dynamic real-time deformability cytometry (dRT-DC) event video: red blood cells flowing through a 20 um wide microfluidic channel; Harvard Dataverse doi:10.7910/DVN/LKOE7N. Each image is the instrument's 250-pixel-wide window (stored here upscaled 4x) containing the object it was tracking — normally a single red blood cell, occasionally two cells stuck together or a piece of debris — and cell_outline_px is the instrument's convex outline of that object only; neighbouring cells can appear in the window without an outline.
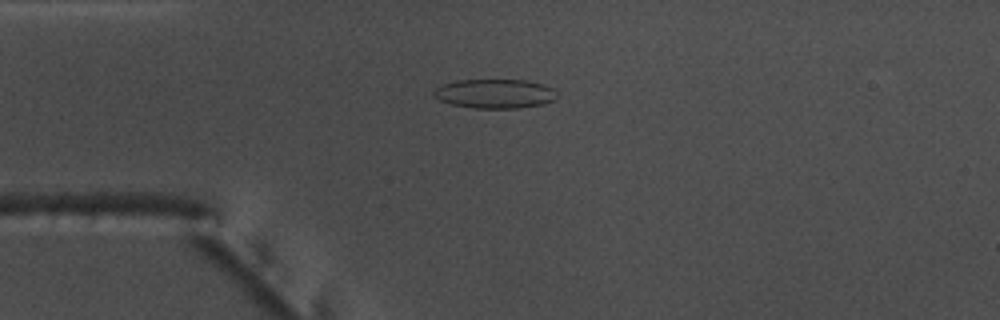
{"species": "common noctule bat (a hibernating species)", "species_latin": "Nyctalus noctula", "temperature_condition": "warm", "stored_images_in_passage": 53, "camera_frame_rate_fps": 3000, "um_per_image_px": 0.085, "animal": {"sex": "male", "body_mass_g": 17.5, "forearm_length_mm": 52.3}, "frame": {"image": 1, "passage_image": 13, "time_ms": 4.0, "image_size_px": [1000, 320], "cell_outline_px": [[556, 100], [544, 104], [520, 108], [472, 108], [452, 104], [440, 100], [432, 92], [436, 88], [444, 84], [456, 80], [524, 80], [544, 84], [552, 88], [556, 92]], "centroid_in_image_um": [42.1, 7.96], "position_along_channel_um": 42.9, "area_um2": 20.98}}
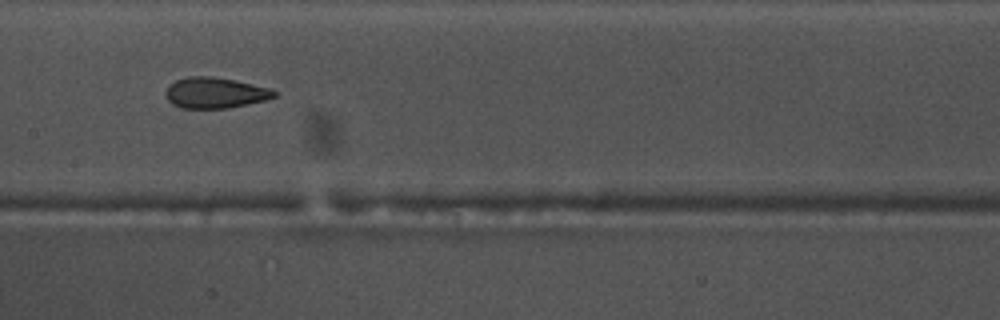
{"frame": {"image": 2, "passage_image": 26, "time_ms": 8.333, "image_size_px": [1000, 320], "cell_outline_px": [[276, 96], [264, 100], [248, 104], [228, 108], [180, 108], [172, 104], [164, 96], [164, 92], [168, 84], [176, 80], [188, 76], [212, 76], [252, 84], [268, 88], [276, 92]], "centroid_in_image_um": [18.2, 7.89], "position_along_channel_um": 189.2, "area_um2": 19.48}}
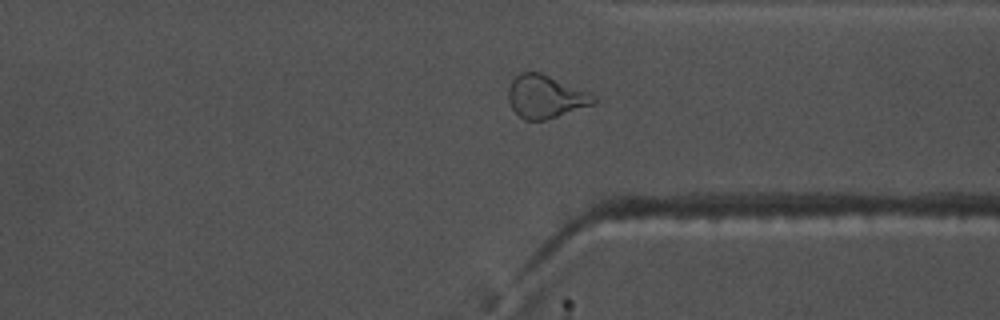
{"frame": {"image": 3, "passage_image": 40, "time_ms": 13.0, "image_size_px": [1000, 320], "cell_outline_px": [[596, 104], [544, 120], [524, 120], [512, 108], [508, 100], [508, 88], [512, 80], [520, 72], [540, 72], [592, 92], [596, 96]], "centroid_in_image_um": [46.41, 8.2], "position_along_channel_um": 365.0, "area_um2": 21.56}, "authors_computed_cell_mechanics": {"area_um2": 20.808, "velocity_mm_per_s": 3.7805, "shape_relaxation_time_tau1_ms": null, "shape_relaxation_time_tau2_ms": 2.0835, "deformation_change_tau1": null, "deformation_change_tau2": 0.095}}